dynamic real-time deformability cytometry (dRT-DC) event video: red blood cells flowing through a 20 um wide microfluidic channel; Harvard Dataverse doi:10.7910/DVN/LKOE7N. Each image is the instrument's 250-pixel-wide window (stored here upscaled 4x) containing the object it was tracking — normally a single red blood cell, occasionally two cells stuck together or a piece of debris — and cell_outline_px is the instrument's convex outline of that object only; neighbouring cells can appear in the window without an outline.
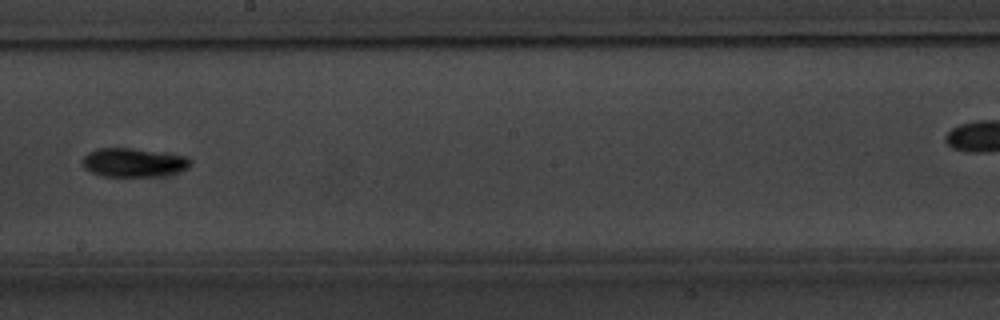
{"species": "common noctule bat (a hibernating species)", "species_latin": "Nyctalus noctula", "temperature_condition": "warm", "stored_images_in_passage": 10, "camera_frame_rate_fps": 3000, "um_per_image_px": 0.085, "animal": {"sex": "male", "body_mass_g": 20.1, "forearm_length_mm": 53.5}, "frame": {"image": 1, "passage_image": 9, "time_ms": 10.0, "image_size_px": [1000, 320], "cell_outline_px": [[192, 164], [188, 168], [176, 172], [160, 176], [104, 176], [92, 172], [84, 168], [80, 160], [88, 152], [96, 148], [132, 148], [188, 156], [192, 160]], "centroid_in_image_um": [11.35, 13.8], "position_along_channel_um": 236.9, "area_um2": 18.26}}